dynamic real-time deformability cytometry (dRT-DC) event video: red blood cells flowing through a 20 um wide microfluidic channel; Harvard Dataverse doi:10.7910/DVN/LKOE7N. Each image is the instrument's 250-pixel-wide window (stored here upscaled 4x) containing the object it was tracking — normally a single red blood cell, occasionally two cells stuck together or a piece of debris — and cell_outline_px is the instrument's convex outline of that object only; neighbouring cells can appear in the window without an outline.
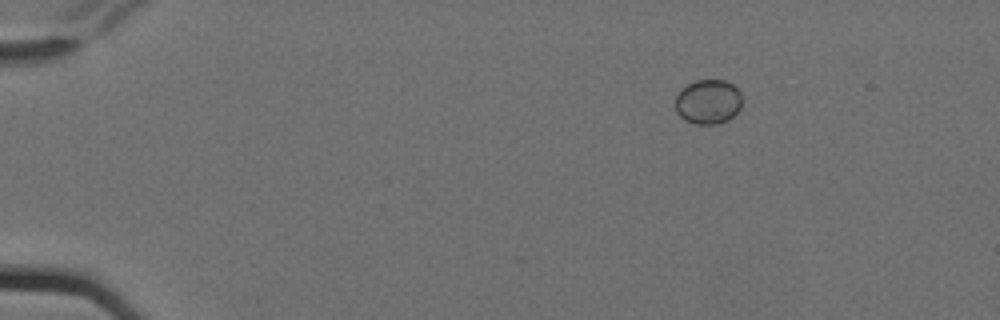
{"species": "Egyptian fruit bat (a non-hibernating species)", "species_latin": "Rousettus aegyptiacus", "temperature_condition": "cold", "stored_images_in_passage": 5, "camera_frame_rate_fps": 3000, "um_per_image_px": 0.085, "animal": {"sex": "female"}, "frame": {"image": 1, "passage_image": 1, "time_ms": 0.0, "image_size_px": [1000, 320], "cell_outline_px": [[740, 108], [728, 120], [716, 124], [696, 124], [684, 120], [676, 112], [676, 96], [688, 84], [696, 80], [724, 80], [732, 84], [740, 92]], "centroid_in_image_um": [60.18, 8.66], "position_along_channel_um": 24.8, "area_um2": 17.11}}
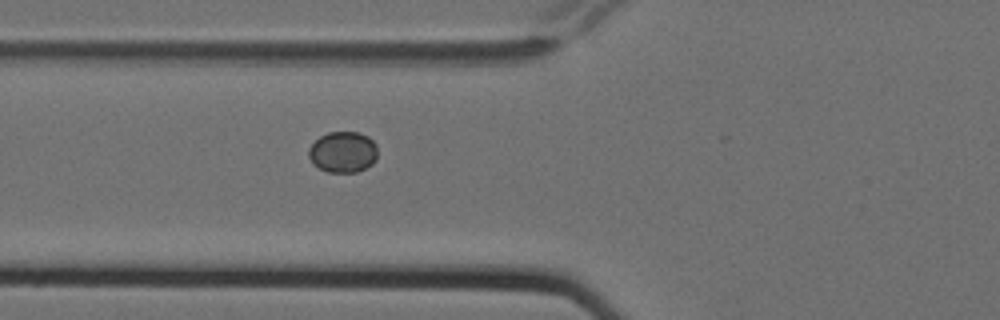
{"frame": {"image": 2, "passage_image": 5, "time_ms": 1.333, "image_size_px": [1000, 320], "cell_outline_px": [[376, 160], [372, 164], [356, 172], [328, 172], [312, 164], [308, 156], [308, 148], [320, 136], [328, 132], [360, 132], [368, 136], [376, 144]], "centroid_in_image_um": [29.13, 12.91], "position_along_channel_um": 96.7, "area_um2": 16.53}}